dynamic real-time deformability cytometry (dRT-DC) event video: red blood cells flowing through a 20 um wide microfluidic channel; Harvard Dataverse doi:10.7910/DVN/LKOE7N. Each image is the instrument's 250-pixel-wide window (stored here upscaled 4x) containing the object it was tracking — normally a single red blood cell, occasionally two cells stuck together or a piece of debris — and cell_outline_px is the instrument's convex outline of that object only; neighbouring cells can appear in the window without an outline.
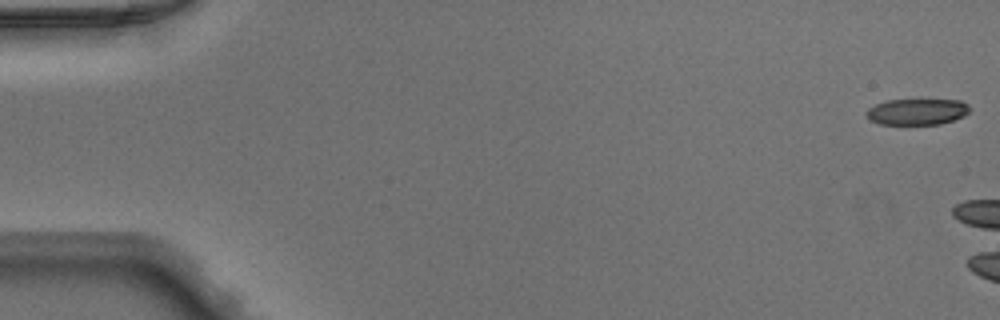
{"species": "Egyptian fruit bat (a non-hibernating species)", "species_latin": "Rousettus aegyptiacus", "temperature_condition": "warm", "stored_images_in_passage": 4, "camera_frame_rate_fps": 3000, "um_per_image_px": 0.085, "animal": {"sex": "male"}, "frame": {"image": 1, "passage_image": 1, "time_ms": 0.0, "image_size_px": [1000, 320], "cell_outline_px": [[972, 108], [964, 116], [940, 124], [880, 124], [868, 120], [864, 112], [868, 108], [876, 104], [888, 100], [960, 100], [968, 104]], "centroid_in_image_um": [77.93, 9.5], "position_along_channel_um": 7.1, "area_um2": 15.84}}